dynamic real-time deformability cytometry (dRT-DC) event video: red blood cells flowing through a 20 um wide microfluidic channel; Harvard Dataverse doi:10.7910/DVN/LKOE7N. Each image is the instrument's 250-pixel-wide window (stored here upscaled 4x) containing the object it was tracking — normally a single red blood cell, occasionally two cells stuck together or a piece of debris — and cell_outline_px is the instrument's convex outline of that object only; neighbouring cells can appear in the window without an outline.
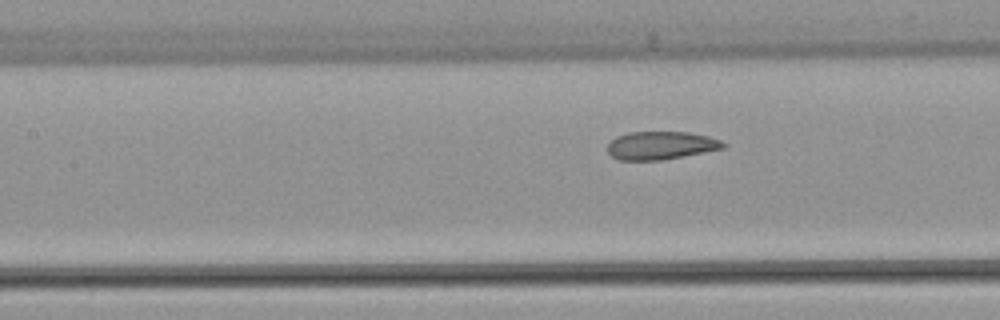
{"species": "common noctule bat (a hibernating species)", "species_latin": "Nyctalus noctula", "temperature_condition": "warm", "stored_images_in_passage": 7, "camera_frame_rate_fps": 3000, "um_per_image_px": 0.085, "animal": {"sex": "female", "body_mass_g": 22.7, "forearm_length_mm": 54.2}, "frame": {"image": 1, "passage_image": 7, "time_ms": 7.333, "image_size_px": [1000, 320], "cell_outline_px": [[728, 144], [724, 148], [664, 160], [620, 160], [612, 156], [608, 152], [608, 144], [616, 136], [628, 132], [688, 132], [708, 136], [720, 140]], "centroid_in_image_um": [56.18, 12.36], "position_along_channel_um": 151.2, "area_um2": 18.96}}